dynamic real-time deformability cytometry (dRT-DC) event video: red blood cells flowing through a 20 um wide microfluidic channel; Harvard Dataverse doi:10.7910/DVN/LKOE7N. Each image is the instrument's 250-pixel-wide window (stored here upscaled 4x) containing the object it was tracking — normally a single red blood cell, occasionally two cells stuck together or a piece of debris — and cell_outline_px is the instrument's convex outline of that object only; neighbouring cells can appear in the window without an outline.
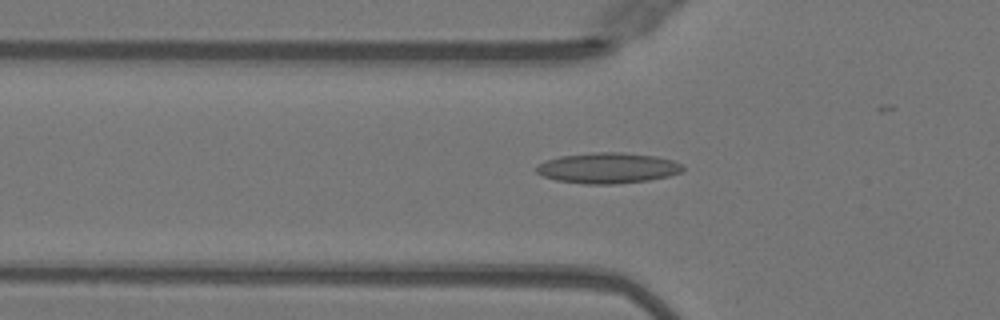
{"species": "Egyptian fruit bat (a non-hibernating species)", "species_latin": "Rousettus aegyptiacus", "temperature_condition": "warm", "stored_images_in_passage": 39, "camera_frame_rate_fps": 3000, "um_per_image_px": 0.085, "animal": {"sex": "female"}, "frame": {"image": 1, "passage_image": 16, "time_ms": 5.0, "image_size_px": [1000, 320], "cell_outline_px": [[684, 168], [680, 172], [668, 176], [648, 180], [616, 184], [584, 184], [556, 180], [544, 176], [536, 172], [536, 164], [544, 160], [560, 156], [592, 152], [620, 152], [656, 156], [672, 160], [680, 164]], "centroid_in_image_um": [51.61, 14.28], "position_along_channel_um": 74.2, "area_um2": 26.18}}
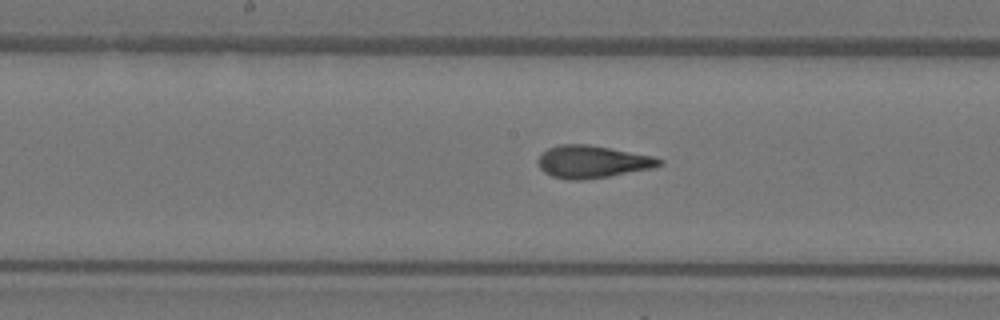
{"frame": {"image": 2, "passage_image": 25, "time_ms": 8.0, "image_size_px": [1000, 320], "cell_outline_px": [[664, 164], [652, 168], [608, 176], [584, 180], [568, 180], [552, 176], [544, 172], [540, 168], [540, 156], [548, 148], [560, 144], [588, 144], [656, 156], [664, 160]], "centroid_in_image_um": [50.41, 13.74], "position_along_channel_um": 197.8, "area_um2": 22.89}}
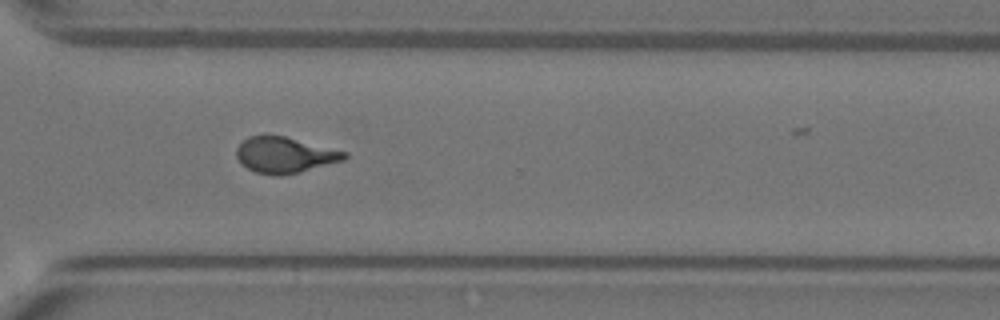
{"frame": {"image": 3, "passage_image": 36, "time_ms": 11.667, "image_size_px": [1000, 320], "cell_outline_px": [[348, 156], [344, 160], [300, 172], [280, 176], [272, 176], [256, 172], [240, 164], [236, 156], [236, 148], [248, 136], [264, 132], [284, 136], [348, 152]], "centroid_in_image_um": [24.16, 13.15], "position_along_channel_um": 346.4, "area_um2": 23.06}}